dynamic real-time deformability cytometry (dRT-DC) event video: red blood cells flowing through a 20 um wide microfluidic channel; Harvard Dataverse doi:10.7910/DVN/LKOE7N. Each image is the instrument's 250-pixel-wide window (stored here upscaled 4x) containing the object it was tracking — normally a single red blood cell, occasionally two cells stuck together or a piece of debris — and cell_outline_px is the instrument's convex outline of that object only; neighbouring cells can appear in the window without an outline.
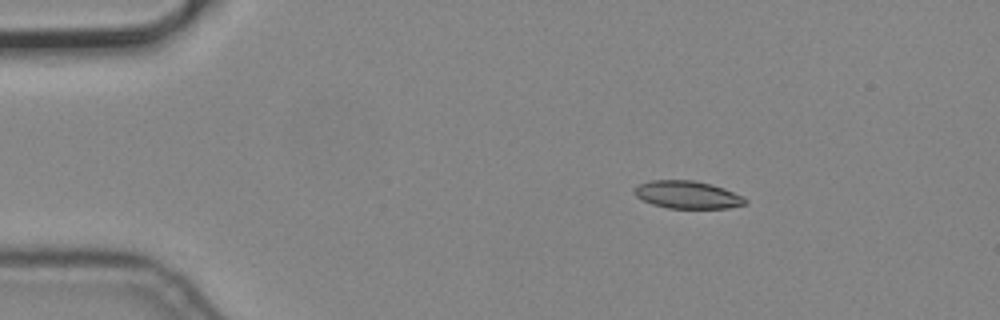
{"species": "common noctule bat (a hibernating species)", "species_latin": "Nyctalus noctula", "temperature_condition": "cold", "stored_images_in_passage": 5, "camera_frame_rate_fps": 3000, "um_per_image_px": 0.085, "animal": {"sex": "male", "body_mass_g": 19.2, "forearm_length_mm": 51.8}, "frame": {"image": 1, "passage_image": 3, "time_ms": 0.667, "image_size_px": [1000, 320], "cell_outline_px": [[748, 204], [728, 208], [668, 208], [652, 204], [636, 196], [632, 192], [632, 188], [640, 184], [652, 180], [692, 180], [712, 184], [724, 188], [744, 196], [748, 200]], "centroid_in_image_um": [58.46, 16.55], "position_along_channel_um": 26.5, "area_um2": 18.03}}